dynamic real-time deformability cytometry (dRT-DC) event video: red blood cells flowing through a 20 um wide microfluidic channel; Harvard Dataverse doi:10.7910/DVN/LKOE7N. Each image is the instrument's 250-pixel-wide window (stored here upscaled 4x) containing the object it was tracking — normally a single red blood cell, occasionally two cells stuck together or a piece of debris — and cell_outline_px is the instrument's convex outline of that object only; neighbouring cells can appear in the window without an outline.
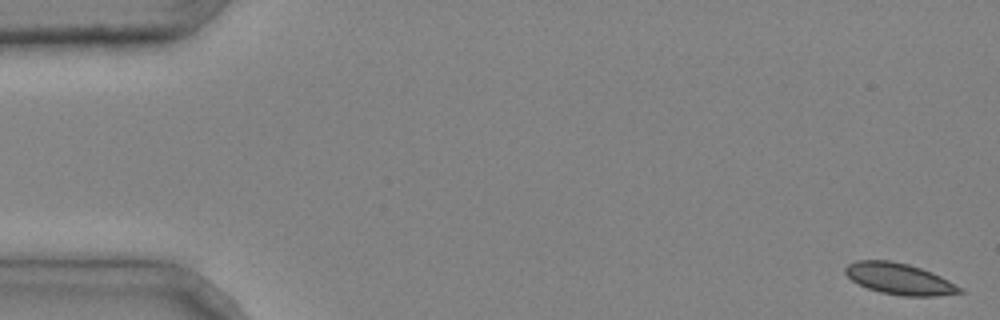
{"species": "common noctule bat (a hibernating species)", "species_latin": "Nyctalus noctula", "temperature_condition": "cold", "stored_images_in_passage": 4, "camera_frame_rate_fps": 3000, "um_per_image_px": 0.085, "animal": {"sex": "male", "body_mass_g": 20.4}, "frame": {"image": 1, "passage_image": 1, "time_ms": 0.0, "image_size_px": [1000, 320], "cell_outline_px": [[964, 292], [936, 296], [900, 296], [880, 292], [868, 288], [852, 280], [844, 272], [844, 268], [848, 264], [856, 260], [888, 260], [908, 264], [932, 272], [964, 288]], "centroid_in_image_um": [76.46, 23.7], "position_along_channel_um": 8.5, "area_um2": 20.87}}
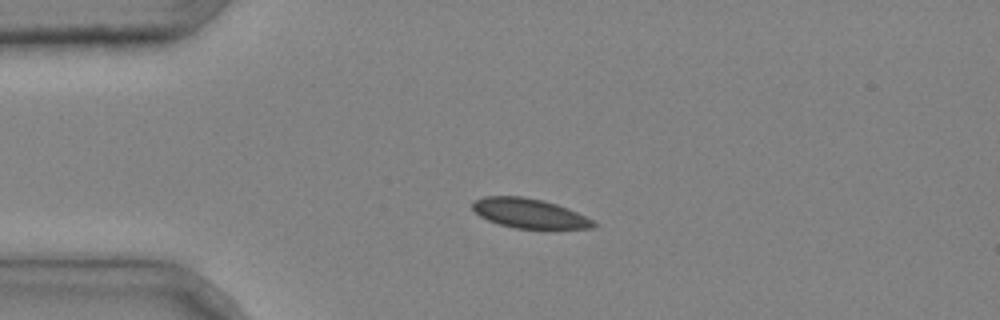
{"frame": {"image": 2, "passage_image": 3, "time_ms": 0.667, "image_size_px": [1000, 320], "cell_outline_px": [[600, 224], [592, 228], [516, 228], [500, 224], [488, 220], [480, 216], [472, 208], [472, 204], [476, 200], [484, 196], [524, 196], [544, 200], [568, 208]], "centroid_in_image_um": [45.0, 18.12], "position_along_channel_um": 40.0, "area_um2": 20.63}}